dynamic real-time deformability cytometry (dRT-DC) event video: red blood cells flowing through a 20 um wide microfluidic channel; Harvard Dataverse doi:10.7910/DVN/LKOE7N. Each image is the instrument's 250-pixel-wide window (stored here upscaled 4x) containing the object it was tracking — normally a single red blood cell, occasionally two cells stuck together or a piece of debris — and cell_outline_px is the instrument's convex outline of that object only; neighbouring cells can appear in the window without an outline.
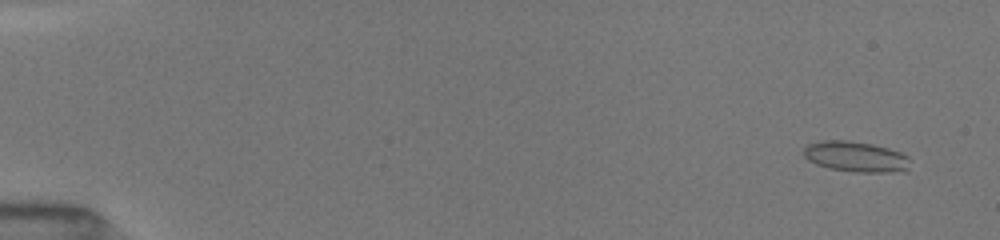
{"species": "common noctule bat (a hibernating species)", "species_latin": "Nyctalus noctula", "temperature_condition": "room temperature", "stored_images_in_passage": 53, "camera_frame_rate_fps": 3000, "um_per_image_px": 0.085, "animal": {"sex": "female", "body_mass_g": 19.5, "forearm_length_mm": 54.1}, "frame": {"image": 1, "passage_image": 4, "time_ms": 1.0, "image_size_px": [1000, 240], "cell_outline_px": [[908, 172], [852, 172], [828, 168], [816, 164], [808, 160], [804, 156], [804, 148], [808, 144], [820, 140], [848, 140], [872, 144], [888, 148], [900, 152], [908, 156]], "centroid_in_image_um": [72.74, 13.32], "position_along_channel_um": 12.3, "area_um2": 19.13}}
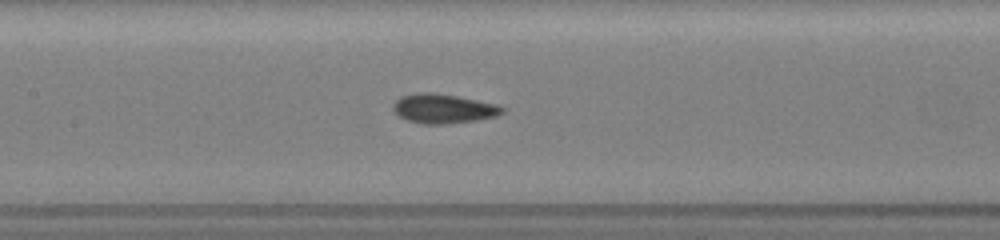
{"frame": {"image": 2, "passage_image": 27, "time_ms": 8.667, "image_size_px": [1000, 240], "cell_outline_px": [[504, 112], [496, 116], [476, 120], [444, 124], [424, 124], [408, 120], [400, 116], [392, 108], [392, 104], [400, 96], [416, 92], [432, 92], [456, 96], [496, 104], [504, 108]], "centroid_in_image_um": [37.65, 9.22], "position_along_channel_um": 169.7, "area_um2": 18.55}}
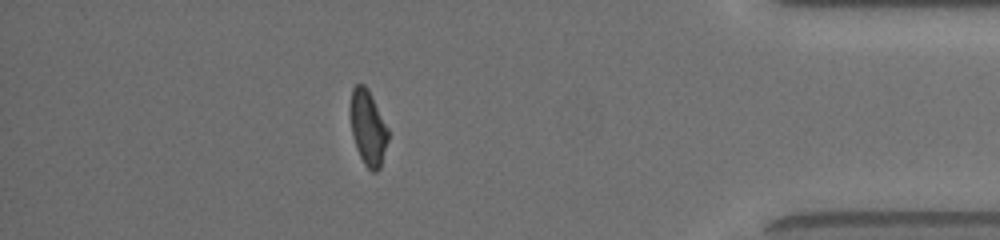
{"frame": {"image": 3, "passage_image": 47, "time_ms": 15.333, "image_size_px": [1000, 240], "cell_outline_px": [[388, 140], [380, 168], [376, 172], [372, 172], [364, 164], [356, 148], [352, 132], [348, 112], [348, 108], [352, 88], [356, 84], [364, 84], [368, 88], [388, 128]], "centroid_in_image_um": [31.25, 10.82], "position_along_channel_um": 404.0, "area_um2": 16.82}, "authors_computed_cell_mechanics": {"area_um2": 17.9758, "velocity_mm_per_s": 4.0339, "shape_relaxation_time_tau1_ms": null, "shape_relaxation_time_tau2_ms": 1.6612, "deformation_change_tau1": null, "deformation_change_tau2": 0.0675}}